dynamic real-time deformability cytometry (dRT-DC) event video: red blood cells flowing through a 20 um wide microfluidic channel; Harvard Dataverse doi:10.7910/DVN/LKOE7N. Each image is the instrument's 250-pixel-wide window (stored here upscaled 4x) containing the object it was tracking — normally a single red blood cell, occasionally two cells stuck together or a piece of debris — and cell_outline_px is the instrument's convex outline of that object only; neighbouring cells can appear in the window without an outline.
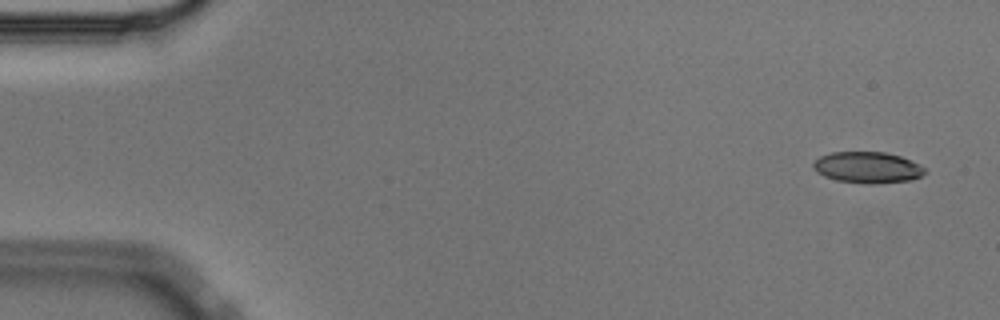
{"species": "Egyptian fruit bat (a non-hibernating species)", "species_latin": "Rousettus aegyptiacus", "temperature_condition": "cold", "stored_images_in_passage": 56, "camera_frame_rate_fps": 3000, "um_per_image_px": 0.085, "animal": {"sex": "male"}, "frame": {"image": 1, "passage_image": 3, "time_ms": 0.667, "image_size_px": [1000, 320], "cell_outline_px": [[924, 172], [920, 176], [912, 180], [876, 184], [868, 184], [836, 180], [824, 176], [816, 172], [812, 164], [820, 156], [832, 152], [884, 152], [900, 156], [920, 164], [924, 168]], "centroid_in_image_um": [73.73, 14.24], "position_along_channel_um": 11.3, "area_um2": 20.29}}
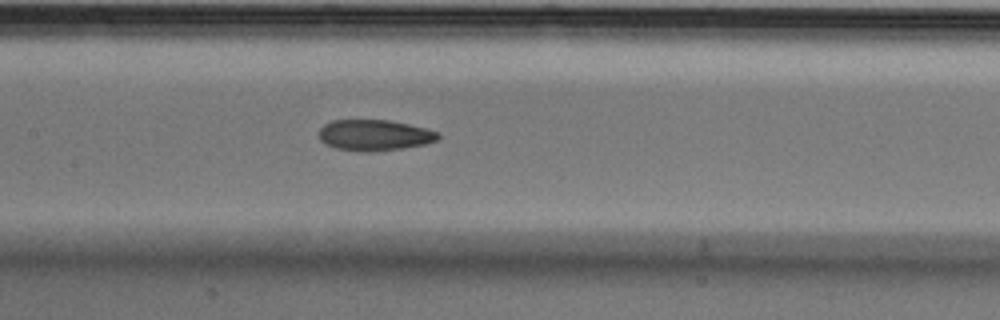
{"frame": {"image": 2, "passage_image": 27, "time_ms": 8.667, "image_size_px": [1000, 320], "cell_outline_px": [[440, 136], [436, 140], [428, 144], [404, 148], [376, 152], [364, 152], [336, 148], [324, 144], [320, 140], [320, 128], [324, 124], [332, 120], [388, 120], [428, 128], [440, 132]], "centroid_in_image_um": [31.86, 11.5], "position_along_channel_um": 175.5, "area_um2": 21.79}}
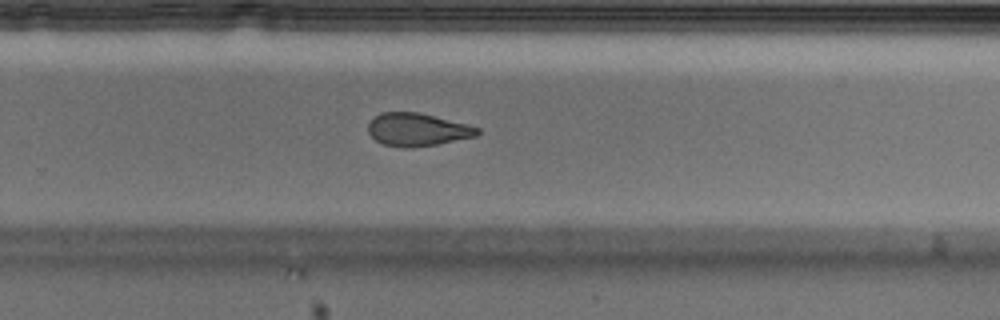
{"frame": {"image": 3, "passage_image": 37, "time_ms": 12.0, "image_size_px": [1000, 320], "cell_outline_px": [[480, 132], [476, 136], [436, 144], [412, 148], [400, 148], [384, 144], [376, 140], [368, 132], [368, 124], [380, 112], [416, 112], [468, 124], [480, 128]], "centroid_in_image_um": [35.47, 11.02], "position_along_channel_um": 294.3, "area_um2": 20.81}, "authors_computed_cell_mechanics": {"area_um2": 21.8195, "velocity_mm_per_s": 3.5765, "shape_relaxation_time_tau1_ms": 5.5401, "shape_relaxation_time_tau2_ms": 3.1225, "deformation_change_tau1": 0.1353, "deformation_change_tau2": 0.0988}}